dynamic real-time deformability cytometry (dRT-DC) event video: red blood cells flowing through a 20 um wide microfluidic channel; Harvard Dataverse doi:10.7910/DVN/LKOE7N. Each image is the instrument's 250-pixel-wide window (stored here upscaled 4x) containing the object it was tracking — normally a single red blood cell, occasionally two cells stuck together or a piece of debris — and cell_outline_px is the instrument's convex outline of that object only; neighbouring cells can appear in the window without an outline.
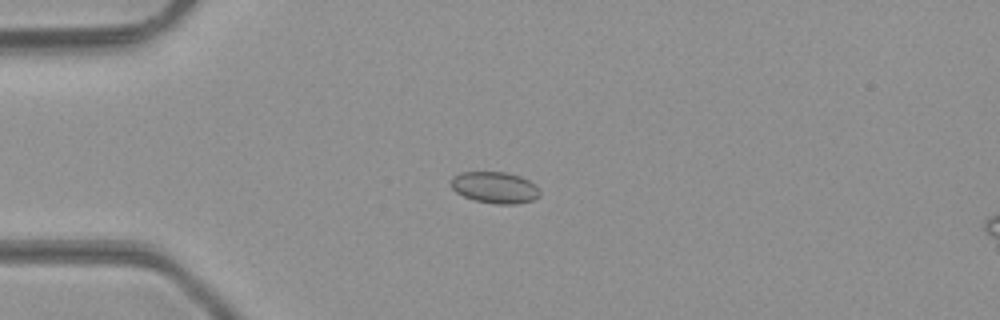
{"species": "common noctule bat (a hibernating species)", "species_latin": "Nyctalus noctula", "temperature_condition": "room temperature", "stored_images_in_passage": 48, "camera_frame_rate_fps": 3000, "um_per_image_px": 0.085, "animal": {"sex": "male", "body_mass_g": 23.1, "forearm_length_mm": 52.7}, "frame": {"image": 1, "passage_image": 12, "time_ms": 3.667, "image_size_px": [1000, 320], "cell_outline_px": [[540, 196], [532, 200], [516, 204], [496, 204], [476, 200], [464, 196], [456, 192], [452, 188], [452, 176], [460, 172], [504, 172], [520, 176], [536, 184], [540, 192]], "centroid_in_image_um": [42.08, 15.93], "position_along_channel_um": 42.9, "area_um2": 16.24}}
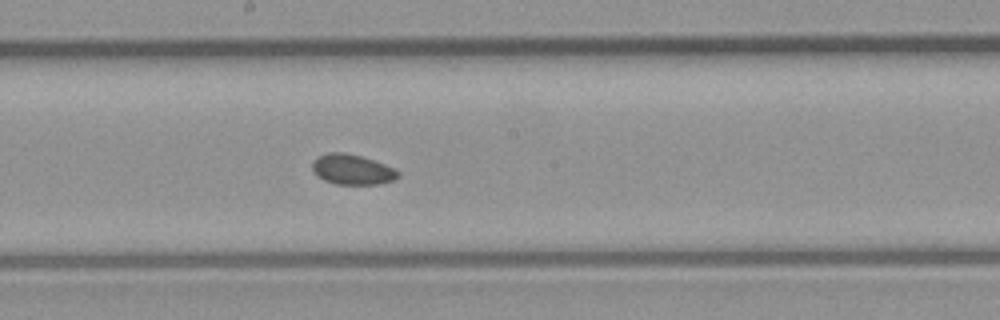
{"frame": {"image": 2, "passage_image": 26, "time_ms": 8.333, "image_size_px": [1000, 320], "cell_outline_px": [[400, 176], [392, 180], [380, 184], [336, 184], [324, 180], [316, 176], [312, 168], [312, 164], [316, 156], [328, 152], [344, 152], [360, 156], [396, 168], [400, 172]], "centroid_in_image_um": [29.93, 14.4], "position_along_channel_um": 218.3, "area_um2": 15.2}}
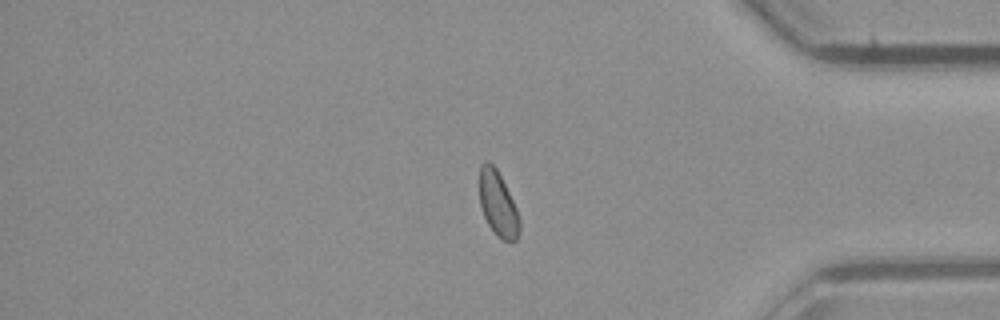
{"frame": {"image": 3, "passage_image": 40, "time_ms": 13.0, "image_size_px": [1000, 320], "cell_outline_px": [[520, 228], [516, 240], [508, 244], [496, 236], [488, 224], [484, 216], [480, 204], [480, 164], [488, 160], [496, 168], [516, 208], [520, 220]], "centroid_in_image_um": [42.33, 17.39], "position_along_channel_um": 392.9, "area_um2": 15.09}}